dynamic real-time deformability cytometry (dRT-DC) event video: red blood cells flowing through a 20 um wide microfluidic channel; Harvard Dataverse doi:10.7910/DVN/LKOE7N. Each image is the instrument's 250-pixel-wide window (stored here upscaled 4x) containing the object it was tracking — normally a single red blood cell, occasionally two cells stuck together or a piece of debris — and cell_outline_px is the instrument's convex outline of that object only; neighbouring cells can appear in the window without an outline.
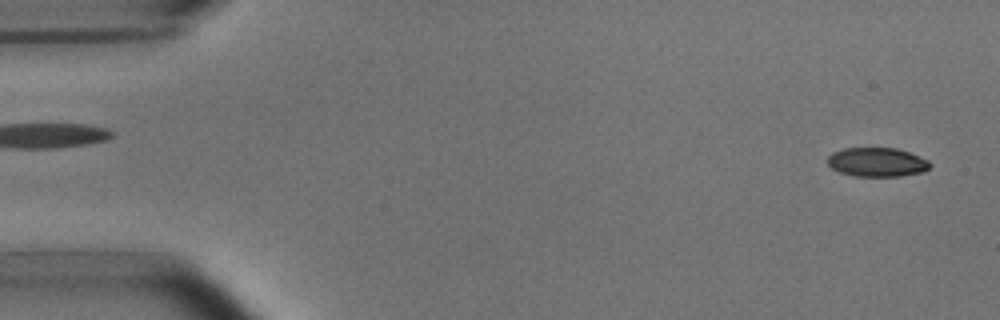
{"species": "common noctule bat (a hibernating species)", "species_latin": "Nyctalus noctula", "temperature_condition": "room temperature", "stored_images_in_passage": 5, "segment_of_instrument_passage": [2, 2], "camera_frame_rate_fps": 3000, "um_per_image_px": 0.085, "animal": {"sex": "male", "body_mass_g": 15.6}, "frame": {"image": 1, "passage_image": 5, "time_ms": 4.667, "image_size_px": [1000, 320], "cell_outline_px": [[932, 164], [924, 172], [900, 176], [856, 176], [840, 172], [832, 168], [828, 164], [828, 156], [832, 152], [844, 148], [896, 148], [908, 152], [928, 160]], "centroid_in_image_um": [74.55, 13.78], "position_along_channel_um": 10.5, "area_um2": 17.28}}